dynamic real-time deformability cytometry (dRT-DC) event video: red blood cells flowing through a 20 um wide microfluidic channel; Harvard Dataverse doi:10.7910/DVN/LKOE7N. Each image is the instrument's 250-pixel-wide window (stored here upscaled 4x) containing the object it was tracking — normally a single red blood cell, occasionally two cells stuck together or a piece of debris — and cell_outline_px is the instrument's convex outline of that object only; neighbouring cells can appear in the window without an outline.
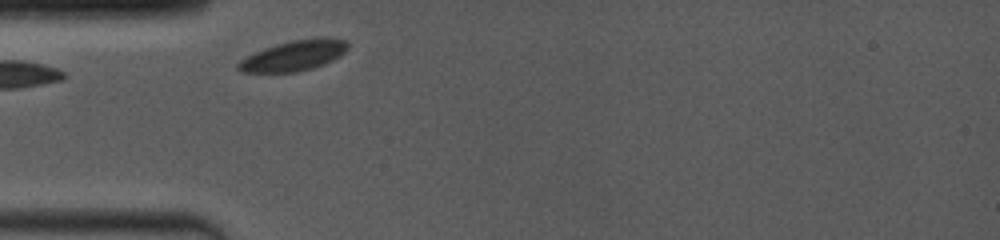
{"species": "common noctule bat (a hibernating species)", "species_latin": "Nyctalus noctula", "temperature_condition": "room temperature", "stored_images_in_passage": 13, "camera_frame_rate_fps": 4000, "um_per_image_px": 0.085, "animal": {"sex": "female", "body_mass_g": 19.0, "forearm_length_mm": 53.3}, "frame": {"image": 1, "passage_image": 1, "time_ms": 0.0, "image_size_px": [1000, 240], "cell_outline_px": [[348, 48], [340, 56], [324, 64], [312, 68], [296, 72], [244, 72], [236, 68], [236, 64], [240, 60], [264, 48], [276, 44], [292, 40], [316, 36], [328, 36], [348, 40]], "centroid_in_image_um": [25.04, 4.69], "position_along_channel_um": 60.0, "area_um2": 19.65}}
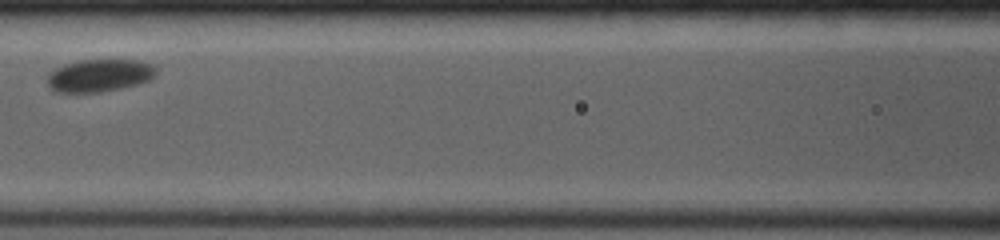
{"frame": {"image": 2, "passage_image": 6, "time_ms": 2.75, "image_size_px": [1000, 240], "cell_outline_px": [[156, 72], [148, 80], [124, 88], [100, 92], [56, 92], [48, 84], [48, 76], [56, 68], [64, 64], [80, 60], [136, 60], [152, 64], [156, 68]], "centroid_in_image_um": [8.46, 6.41], "position_along_channel_um": 158.1, "area_um2": 20.4}}
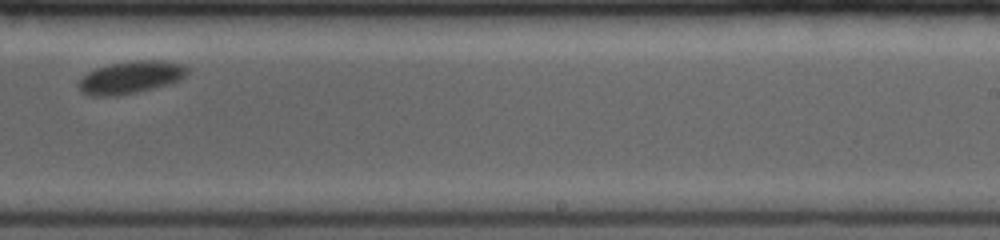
{"frame": {"image": 3, "passage_image": 12, "time_ms": 6.0, "image_size_px": [1000, 240], "cell_outline_px": [[188, 72], [180, 80], [168, 84], [136, 92], [116, 96], [88, 96], [80, 92], [80, 80], [88, 72], [96, 68], [112, 64], [140, 60], [156, 60], [180, 64], [188, 68]], "centroid_in_image_um": [11.09, 6.59], "position_along_channel_um": 277.9, "area_um2": 20.17}}